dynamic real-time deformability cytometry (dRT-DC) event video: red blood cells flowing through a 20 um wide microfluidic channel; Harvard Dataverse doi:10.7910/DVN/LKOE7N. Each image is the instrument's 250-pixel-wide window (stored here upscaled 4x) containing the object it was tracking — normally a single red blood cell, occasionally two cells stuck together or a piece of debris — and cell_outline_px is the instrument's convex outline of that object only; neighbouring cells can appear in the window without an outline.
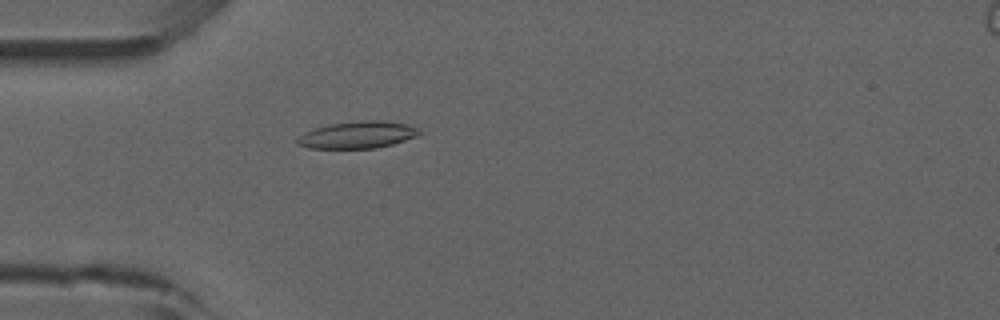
{"species": "common noctule bat (a hibernating species)", "species_latin": "Nyctalus noctula", "temperature_condition": "room temperature", "stored_images_in_passage": 53, "camera_frame_rate_fps": 3000, "um_per_image_px": 0.085, "animal": {"sex": "male", "forearm_length_mm": 52.5}, "frame": {"image": 1, "passage_image": 16, "time_ms": 5.0, "image_size_px": [1000, 320], "cell_outline_px": [[424, 132], [416, 136], [392, 144], [376, 148], [308, 148], [296, 144], [296, 140], [304, 132], [328, 124], [360, 120], [380, 120], [408, 124], [420, 128]], "centroid_in_image_um": [30.42, 11.45], "position_along_channel_um": 54.6, "area_um2": 19.31}}
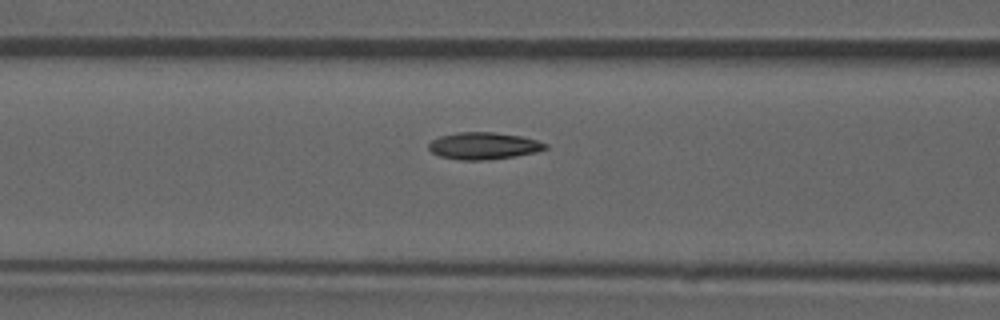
{"frame": {"image": 2, "passage_image": 22, "time_ms": 7.0, "image_size_px": [1000, 320], "cell_outline_px": [[548, 148], [536, 152], [516, 156], [484, 160], [460, 160], [440, 156], [432, 152], [428, 148], [428, 144], [432, 140], [440, 136], [460, 132], [492, 132], [520, 136], [536, 140], [548, 144]], "centroid_in_image_um": [41.11, 12.4], "position_along_channel_um": 125.5, "area_um2": 18.26}}
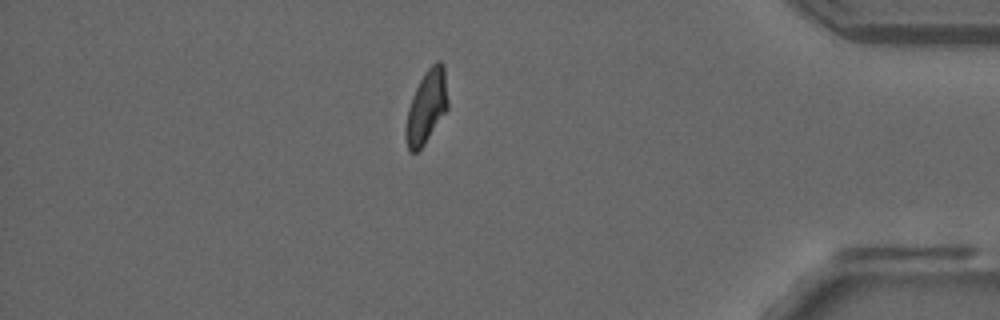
{"frame": {"image": 3, "passage_image": 46, "time_ms": 15.0, "image_size_px": [1000, 320], "cell_outline_px": [[448, 108], [424, 144], [416, 152], [408, 152], [404, 132], [408, 108], [412, 96], [424, 72], [436, 60], [440, 60], [444, 64], [448, 100]], "centroid_in_image_um": [36.25, 9.06], "position_along_channel_um": 399.0, "area_um2": 17.98}, "authors_computed_cell_mechanics": {"area_um2": 18.207, "velocity_mm_per_s": 3.8978, "shape_relaxation_time_tau1_ms": 7.247, "shape_relaxation_time_tau2_ms": 1.9274, "deformation_change_tau1": 0.2012, "deformation_change_tau2": 0.0787}}